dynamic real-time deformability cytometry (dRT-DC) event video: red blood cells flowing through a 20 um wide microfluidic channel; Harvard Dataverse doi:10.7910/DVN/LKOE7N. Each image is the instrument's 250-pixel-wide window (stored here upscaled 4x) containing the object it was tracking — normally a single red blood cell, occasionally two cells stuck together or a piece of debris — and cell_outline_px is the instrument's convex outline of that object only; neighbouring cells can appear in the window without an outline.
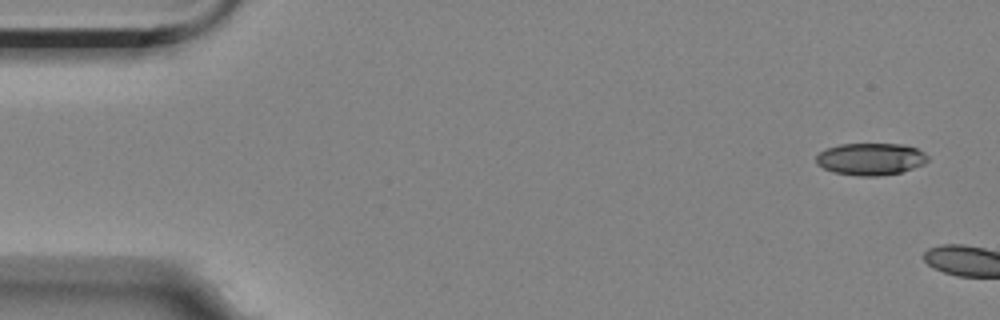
{"species": "Egyptian fruit bat (a non-hibernating species)", "species_latin": "Rousettus aegyptiacus", "temperature_condition": "room temperature", "stored_images_in_passage": 2, "camera_frame_rate_fps": 3000, "um_per_image_px": 0.085, "animal": {"sex": "female"}, "frame": {"image": 1, "passage_image": 1, "time_ms": 0.0, "image_size_px": [1000, 320], "cell_outline_px": [[928, 160], [924, 164], [900, 172], [876, 176], [860, 176], [832, 172], [816, 164], [816, 156], [820, 152], [828, 148], [840, 144], [904, 144], [916, 148], [924, 152], [928, 156]], "centroid_in_image_um": [74.0, 13.51], "position_along_channel_um": 11.0, "area_um2": 20.81}}